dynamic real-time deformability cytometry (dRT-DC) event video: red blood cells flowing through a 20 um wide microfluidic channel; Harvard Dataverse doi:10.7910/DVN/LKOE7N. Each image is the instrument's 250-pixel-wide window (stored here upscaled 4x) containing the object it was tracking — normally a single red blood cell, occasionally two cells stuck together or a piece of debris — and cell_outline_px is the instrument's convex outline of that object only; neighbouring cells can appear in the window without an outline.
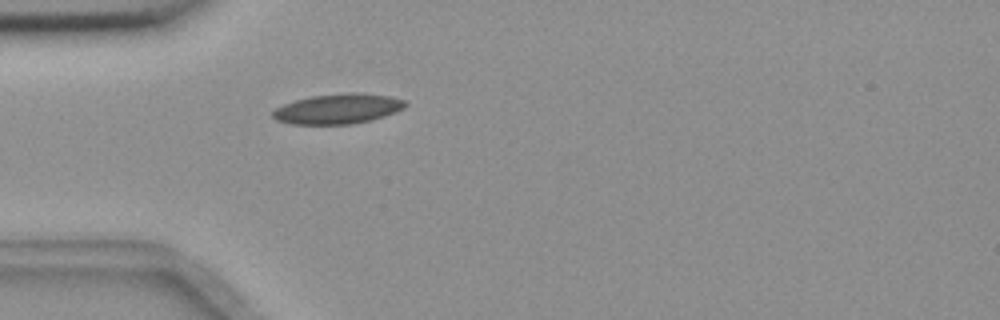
{"species": "common noctule bat (a hibernating species)", "species_latin": "Nyctalus noctula", "temperature_condition": "room temperature", "stored_images_in_passage": 41, "camera_frame_rate_fps": 3000, "um_per_image_px": 0.085, "animal": {"sex": "female", "body_mass_g": 18.4}, "frame": {"image": 1, "passage_image": 2, "time_ms": 0.333, "image_size_px": [1000, 320], "cell_outline_px": [[408, 104], [404, 108], [396, 112], [384, 116], [352, 124], [292, 124], [276, 120], [272, 116], [272, 112], [276, 108], [284, 104], [296, 100], [312, 96], [352, 92], [360, 92], [392, 96], [404, 100]], "centroid_in_image_um": [28.75, 9.24], "position_along_channel_um": 56.2, "area_um2": 23.18}}
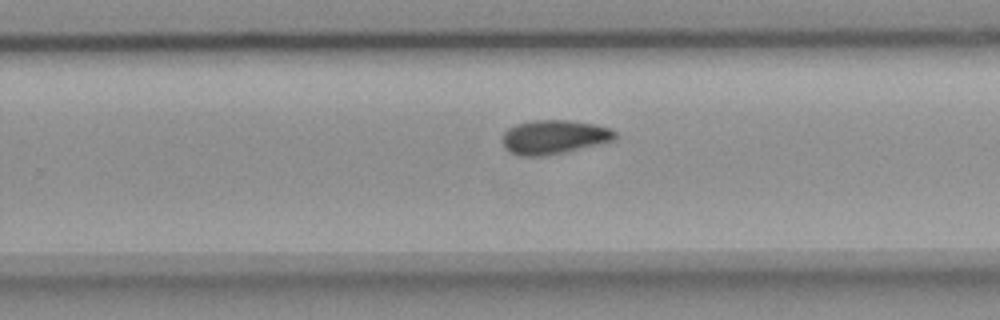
{"frame": {"image": 2, "passage_image": 21, "time_ms": 6.667, "image_size_px": [1000, 320], "cell_outline_px": [[616, 140], [600, 144], [548, 156], [524, 156], [508, 152], [504, 148], [500, 140], [504, 132], [508, 128], [516, 124], [532, 120], [568, 120], [596, 124], [612, 128], [616, 132]], "centroid_in_image_um": [47.08, 11.65], "position_along_channel_um": 282.7, "area_um2": 22.83}}
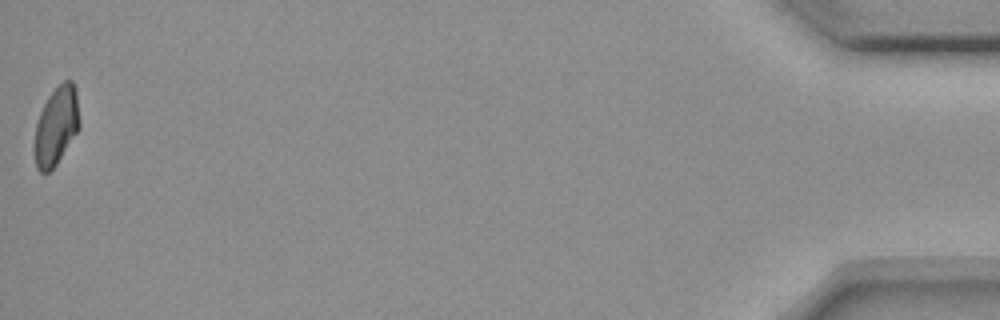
{"frame": {"image": 3, "passage_image": 41, "time_ms": 13.333, "image_size_px": [1000, 320], "cell_outline_px": [[80, 128], [56, 164], [48, 172], [40, 172], [36, 168], [36, 124], [40, 112], [48, 96], [64, 80], [72, 80], [76, 88], [80, 120]], "centroid_in_image_um": [4.83, 10.66], "position_along_channel_um": 430.4, "area_um2": 20.23}, "authors_computed_cell_mechanics": {"area_um2": 21.964, "velocity_mm_per_s": 3.6686, "shape_relaxation_time_tau1_ms": 7.9358, "shape_relaxation_time_tau2_ms": 6.9626, "deformation_change_tau1": 0.1537, "deformation_change_tau2": 0.1036}}